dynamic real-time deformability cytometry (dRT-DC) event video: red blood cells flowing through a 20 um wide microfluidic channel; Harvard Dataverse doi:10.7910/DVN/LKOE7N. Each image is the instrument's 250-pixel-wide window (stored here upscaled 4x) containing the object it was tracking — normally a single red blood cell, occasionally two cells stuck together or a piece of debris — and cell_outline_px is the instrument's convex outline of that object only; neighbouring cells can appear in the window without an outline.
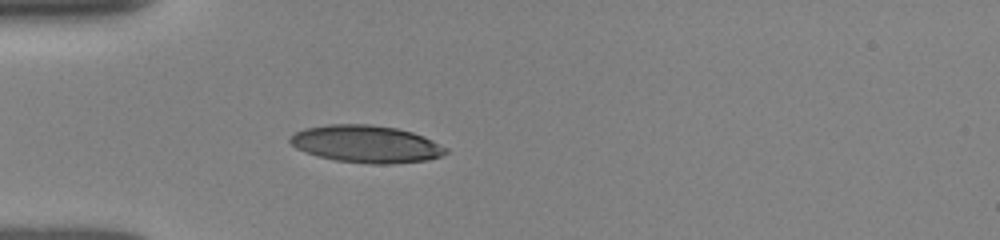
{"species": "human", "species_latin": "Homo sapiens", "temperature_condition": "room temperature", "stored_images_in_passage": 37, "camera_frame_rate_fps": 3000, "um_per_image_px": 0.085, "donor": {"sex": "female"}, "frame": {"image": 1, "passage_image": 1, "time_ms": 0.0, "image_size_px": [1000, 240], "cell_outline_px": [[448, 152], [440, 156], [428, 160], [388, 164], [372, 164], [336, 160], [320, 156], [296, 148], [288, 140], [296, 132], [304, 128], [328, 124], [368, 124], [396, 128], [412, 132], [424, 136], [448, 148]], "centroid_in_image_um": [31.16, 12.23], "position_along_channel_um": 53.8, "area_um2": 33.64}}
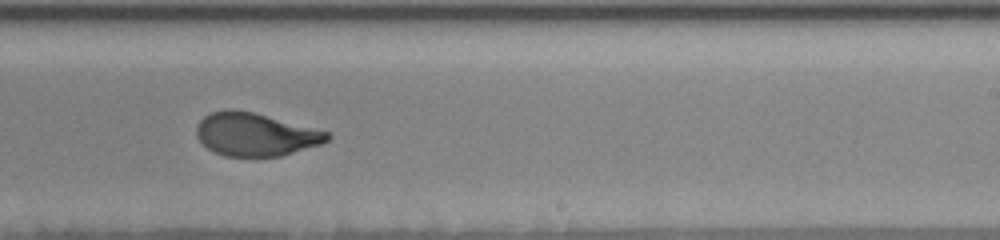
{"frame": {"image": 2, "passage_image": 18, "time_ms": 5.667, "image_size_px": [1000, 240], "cell_outline_px": [[332, 136], [328, 140], [320, 144], [280, 156], [224, 156], [208, 148], [196, 136], [196, 124], [204, 116], [212, 112], [228, 108], [232, 108], [252, 112], [328, 132]], "centroid_in_image_um": [21.66, 11.42], "position_along_channel_um": 267.3, "area_um2": 32.43}}
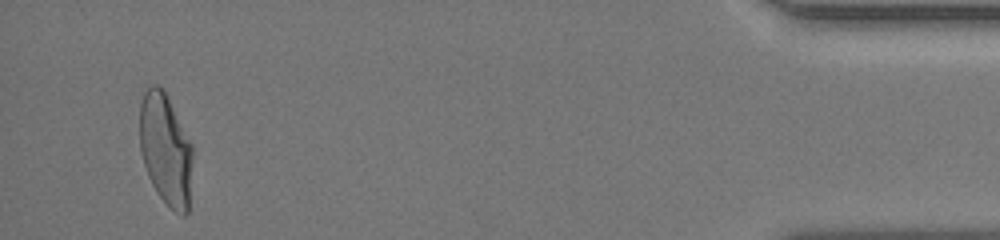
{"frame": {"image": 3, "passage_image": 35, "time_ms": 11.333, "image_size_px": [1000, 240], "cell_outline_px": [[192, 156], [188, 212], [184, 216], [180, 216], [156, 192], [148, 176], [140, 152], [140, 104], [144, 92], [152, 84], [156, 84], [164, 88], [192, 144]], "centroid_in_image_um": [14.07, 12.66], "position_along_channel_um": 421.1, "area_um2": 34.45}, "authors_computed_cell_mechanics": {"area_um2": 34.0442, "velocity_mm_per_s": 3.9335, "shape_relaxation_time_tau1_ms": 3.7192, "shape_relaxation_time_tau2_ms": 0.6357, "deformation_change_tau1": 0.1889, "deformation_change_tau2": 0.0675}}